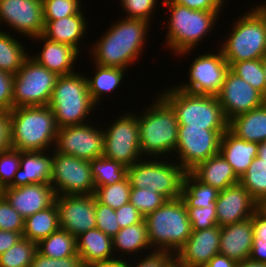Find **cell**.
Masks as SVG:
<instances>
[{
	"label": "cell",
	"instance_id": "f907efd6",
	"mask_svg": "<svg viewBox=\"0 0 266 267\" xmlns=\"http://www.w3.org/2000/svg\"><path fill=\"white\" fill-rule=\"evenodd\" d=\"M13 81L14 75L0 70V111L13 109Z\"/></svg>",
	"mask_w": 266,
	"mask_h": 267
},
{
	"label": "cell",
	"instance_id": "44dd1931",
	"mask_svg": "<svg viewBox=\"0 0 266 267\" xmlns=\"http://www.w3.org/2000/svg\"><path fill=\"white\" fill-rule=\"evenodd\" d=\"M0 194L24 219L51 206L56 197L51 184L43 183L6 187Z\"/></svg>",
	"mask_w": 266,
	"mask_h": 267
},
{
	"label": "cell",
	"instance_id": "cb8c5ba5",
	"mask_svg": "<svg viewBox=\"0 0 266 267\" xmlns=\"http://www.w3.org/2000/svg\"><path fill=\"white\" fill-rule=\"evenodd\" d=\"M51 168V151H21L19 169L9 187H20L33 183L50 184Z\"/></svg>",
	"mask_w": 266,
	"mask_h": 267
},
{
	"label": "cell",
	"instance_id": "484cf974",
	"mask_svg": "<svg viewBox=\"0 0 266 267\" xmlns=\"http://www.w3.org/2000/svg\"><path fill=\"white\" fill-rule=\"evenodd\" d=\"M77 254L85 267L115 259L112 237L98 228L88 230L76 237Z\"/></svg>",
	"mask_w": 266,
	"mask_h": 267
},
{
	"label": "cell",
	"instance_id": "d590c367",
	"mask_svg": "<svg viewBox=\"0 0 266 267\" xmlns=\"http://www.w3.org/2000/svg\"><path fill=\"white\" fill-rule=\"evenodd\" d=\"M95 189L99 186L113 185L127 176V167L105 156L90 161Z\"/></svg>",
	"mask_w": 266,
	"mask_h": 267
},
{
	"label": "cell",
	"instance_id": "e575fe53",
	"mask_svg": "<svg viewBox=\"0 0 266 267\" xmlns=\"http://www.w3.org/2000/svg\"><path fill=\"white\" fill-rule=\"evenodd\" d=\"M37 252L53 259L78 255L76 237L59 229L37 243Z\"/></svg>",
	"mask_w": 266,
	"mask_h": 267
},
{
	"label": "cell",
	"instance_id": "ac0fdd59",
	"mask_svg": "<svg viewBox=\"0 0 266 267\" xmlns=\"http://www.w3.org/2000/svg\"><path fill=\"white\" fill-rule=\"evenodd\" d=\"M217 98L228 121L262 106V94L230 69Z\"/></svg>",
	"mask_w": 266,
	"mask_h": 267
},
{
	"label": "cell",
	"instance_id": "d6a6232c",
	"mask_svg": "<svg viewBox=\"0 0 266 267\" xmlns=\"http://www.w3.org/2000/svg\"><path fill=\"white\" fill-rule=\"evenodd\" d=\"M219 191L199 181L191 172H186L181 190V199L186 208L216 206Z\"/></svg>",
	"mask_w": 266,
	"mask_h": 267
},
{
	"label": "cell",
	"instance_id": "1f68e13d",
	"mask_svg": "<svg viewBox=\"0 0 266 267\" xmlns=\"http://www.w3.org/2000/svg\"><path fill=\"white\" fill-rule=\"evenodd\" d=\"M94 76L87 78L88 90L93 102L96 105H100V98L103 99L105 94L116 91L120 87L125 75L128 74L126 69L116 67H104L93 64ZM98 102V103H97Z\"/></svg>",
	"mask_w": 266,
	"mask_h": 267
},
{
	"label": "cell",
	"instance_id": "e7e4bbea",
	"mask_svg": "<svg viewBox=\"0 0 266 267\" xmlns=\"http://www.w3.org/2000/svg\"><path fill=\"white\" fill-rule=\"evenodd\" d=\"M262 66L264 68L265 79H266V56L262 58Z\"/></svg>",
	"mask_w": 266,
	"mask_h": 267
},
{
	"label": "cell",
	"instance_id": "816d5d0a",
	"mask_svg": "<svg viewBox=\"0 0 266 267\" xmlns=\"http://www.w3.org/2000/svg\"><path fill=\"white\" fill-rule=\"evenodd\" d=\"M161 3H175L192 10L221 11L225 0H163Z\"/></svg>",
	"mask_w": 266,
	"mask_h": 267
},
{
	"label": "cell",
	"instance_id": "d4e9b609",
	"mask_svg": "<svg viewBox=\"0 0 266 267\" xmlns=\"http://www.w3.org/2000/svg\"><path fill=\"white\" fill-rule=\"evenodd\" d=\"M85 13L81 10L78 14L62 17L58 20H44L42 36L46 39L71 45L80 53V42L88 33Z\"/></svg>",
	"mask_w": 266,
	"mask_h": 267
},
{
	"label": "cell",
	"instance_id": "f1b7e54d",
	"mask_svg": "<svg viewBox=\"0 0 266 267\" xmlns=\"http://www.w3.org/2000/svg\"><path fill=\"white\" fill-rule=\"evenodd\" d=\"M112 243L115 258L124 259L125 256H128V260H131L129 259V256L131 258V254L138 255V252H140L139 257H142L144 254H141V252L144 253L145 249L148 250L147 252L152 251L149 250L151 249V245L148 239L147 224L145 219L138 224H133L120 229L117 234L112 237ZM116 253H119L120 256Z\"/></svg>",
	"mask_w": 266,
	"mask_h": 267
},
{
	"label": "cell",
	"instance_id": "5b68a950",
	"mask_svg": "<svg viewBox=\"0 0 266 267\" xmlns=\"http://www.w3.org/2000/svg\"><path fill=\"white\" fill-rule=\"evenodd\" d=\"M242 15L232 23L226 41H219V49L229 67L235 62L266 56V9L259 4Z\"/></svg>",
	"mask_w": 266,
	"mask_h": 267
},
{
	"label": "cell",
	"instance_id": "60d3db41",
	"mask_svg": "<svg viewBox=\"0 0 266 267\" xmlns=\"http://www.w3.org/2000/svg\"><path fill=\"white\" fill-rule=\"evenodd\" d=\"M166 201L167 199L164 196L148 188H131L129 202L138 209L144 218Z\"/></svg>",
	"mask_w": 266,
	"mask_h": 267
},
{
	"label": "cell",
	"instance_id": "f6af8a7d",
	"mask_svg": "<svg viewBox=\"0 0 266 267\" xmlns=\"http://www.w3.org/2000/svg\"><path fill=\"white\" fill-rule=\"evenodd\" d=\"M96 228L113 237L121 229L116 220L115 210L100 203L95 197Z\"/></svg>",
	"mask_w": 266,
	"mask_h": 267
},
{
	"label": "cell",
	"instance_id": "4316f807",
	"mask_svg": "<svg viewBox=\"0 0 266 267\" xmlns=\"http://www.w3.org/2000/svg\"><path fill=\"white\" fill-rule=\"evenodd\" d=\"M258 148V143L240 139L228 129L221 137L219 153L240 178L258 156Z\"/></svg>",
	"mask_w": 266,
	"mask_h": 267
},
{
	"label": "cell",
	"instance_id": "db71d44e",
	"mask_svg": "<svg viewBox=\"0 0 266 267\" xmlns=\"http://www.w3.org/2000/svg\"><path fill=\"white\" fill-rule=\"evenodd\" d=\"M12 149L10 111H0V153Z\"/></svg>",
	"mask_w": 266,
	"mask_h": 267
},
{
	"label": "cell",
	"instance_id": "74e56055",
	"mask_svg": "<svg viewBox=\"0 0 266 267\" xmlns=\"http://www.w3.org/2000/svg\"><path fill=\"white\" fill-rule=\"evenodd\" d=\"M37 253V243L21 238L0 255V267H30Z\"/></svg>",
	"mask_w": 266,
	"mask_h": 267
},
{
	"label": "cell",
	"instance_id": "11a10c76",
	"mask_svg": "<svg viewBox=\"0 0 266 267\" xmlns=\"http://www.w3.org/2000/svg\"><path fill=\"white\" fill-rule=\"evenodd\" d=\"M251 218L254 238H266V212L259 207Z\"/></svg>",
	"mask_w": 266,
	"mask_h": 267
},
{
	"label": "cell",
	"instance_id": "ee69618b",
	"mask_svg": "<svg viewBox=\"0 0 266 267\" xmlns=\"http://www.w3.org/2000/svg\"><path fill=\"white\" fill-rule=\"evenodd\" d=\"M120 2L123 12L126 13L125 18L143 19L148 22L152 21L155 7L159 5L158 0H121Z\"/></svg>",
	"mask_w": 266,
	"mask_h": 267
},
{
	"label": "cell",
	"instance_id": "8d00e7d4",
	"mask_svg": "<svg viewBox=\"0 0 266 267\" xmlns=\"http://www.w3.org/2000/svg\"><path fill=\"white\" fill-rule=\"evenodd\" d=\"M239 183L261 205L266 200V161L256 156Z\"/></svg>",
	"mask_w": 266,
	"mask_h": 267
},
{
	"label": "cell",
	"instance_id": "f546056e",
	"mask_svg": "<svg viewBox=\"0 0 266 267\" xmlns=\"http://www.w3.org/2000/svg\"><path fill=\"white\" fill-rule=\"evenodd\" d=\"M229 130L238 138L248 142L266 141V109L260 106L229 121Z\"/></svg>",
	"mask_w": 266,
	"mask_h": 267
},
{
	"label": "cell",
	"instance_id": "003e7915",
	"mask_svg": "<svg viewBox=\"0 0 266 267\" xmlns=\"http://www.w3.org/2000/svg\"><path fill=\"white\" fill-rule=\"evenodd\" d=\"M260 207L266 212V200L260 205Z\"/></svg>",
	"mask_w": 266,
	"mask_h": 267
},
{
	"label": "cell",
	"instance_id": "91938a15",
	"mask_svg": "<svg viewBox=\"0 0 266 267\" xmlns=\"http://www.w3.org/2000/svg\"><path fill=\"white\" fill-rule=\"evenodd\" d=\"M87 267H129V260L126 258H115L106 262L99 263L97 265H88Z\"/></svg>",
	"mask_w": 266,
	"mask_h": 267
},
{
	"label": "cell",
	"instance_id": "94428289",
	"mask_svg": "<svg viewBox=\"0 0 266 267\" xmlns=\"http://www.w3.org/2000/svg\"><path fill=\"white\" fill-rule=\"evenodd\" d=\"M236 267H266V264L246 259L242 262H238Z\"/></svg>",
	"mask_w": 266,
	"mask_h": 267
},
{
	"label": "cell",
	"instance_id": "b9f144b4",
	"mask_svg": "<svg viewBox=\"0 0 266 267\" xmlns=\"http://www.w3.org/2000/svg\"><path fill=\"white\" fill-rule=\"evenodd\" d=\"M82 0H42L44 20H58L62 17L78 14Z\"/></svg>",
	"mask_w": 266,
	"mask_h": 267
},
{
	"label": "cell",
	"instance_id": "3957f363",
	"mask_svg": "<svg viewBox=\"0 0 266 267\" xmlns=\"http://www.w3.org/2000/svg\"><path fill=\"white\" fill-rule=\"evenodd\" d=\"M168 7L166 49H170L179 58L189 55L201 44L216 26L221 11L192 10L175 3H161Z\"/></svg>",
	"mask_w": 266,
	"mask_h": 267
},
{
	"label": "cell",
	"instance_id": "d6986e66",
	"mask_svg": "<svg viewBox=\"0 0 266 267\" xmlns=\"http://www.w3.org/2000/svg\"><path fill=\"white\" fill-rule=\"evenodd\" d=\"M260 207L259 203L240 184L219 191L216 200V215L219 227L251 218Z\"/></svg>",
	"mask_w": 266,
	"mask_h": 267
},
{
	"label": "cell",
	"instance_id": "277c9868",
	"mask_svg": "<svg viewBox=\"0 0 266 267\" xmlns=\"http://www.w3.org/2000/svg\"><path fill=\"white\" fill-rule=\"evenodd\" d=\"M10 131L12 149L48 151L54 149L58 127L49 106L16 107L10 110Z\"/></svg>",
	"mask_w": 266,
	"mask_h": 267
},
{
	"label": "cell",
	"instance_id": "6f0895ef",
	"mask_svg": "<svg viewBox=\"0 0 266 267\" xmlns=\"http://www.w3.org/2000/svg\"><path fill=\"white\" fill-rule=\"evenodd\" d=\"M22 233L0 230V255L16 244L23 237Z\"/></svg>",
	"mask_w": 266,
	"mask_h": 267
},
{
	"label": "cell",
	"instance_id": "8992f818",
	"mask_svg": "<svg viewBox=\"0 0 266 267\" xmlns=\"http://www.w3.org/2000/svg\"><path fill=\"white\" fill-rule=\"evenodd\" d=\"M159 95L172 107L179 125L208 130H228L229 121L217 95L195 94L175 85Z\"/></svg>",
	"mask_w": 266,
	"mask_h": 267
},
{
	"label": "cell",
	"instance_id": "8fae6325",
	"mask_svg": "<svg viewBox=\"0 0 266 267\" xmlns=\"http://www.w3.org/2000/svg\"><path fill=\"white\" fill-rule=\"evenodd\" d=\"M126 112L104 130L103 156L131 167L143 159L140 152L139 125L136 113Z\"/></svg>",
	"mask_w": 266,
	"mask_h": 267
},
{
	"label": "cell",
	"instance_id": "681fc988",
	"mask_svg": "<svg viewBox=\"0 0 266 267\" xmlns=\"http://www.w3.org/2000/svg\"><path fill=\"white\" fill-rule=\"evenodd\" d=\"M148 254V255H147ZM144 257L135 259L132 262L129 260V267H166V265L174 258V254L166 250H152V252H147ZM131 262L133 264H131Z\"/></svg>",
	"mask_w": 266,
	"mask_h": 267
},
{
	"label": "cell",
	"instance_id": "52a82bcc",
	"mask_svg": "<svg viewBox=\"0 0 266 267\" xmlns=\"http://www.w3.org/2000/svg\"><path fill=\"white\" fill-rule=\"evenodd\" d=\"M78 72L59 76L54 86L48 106L58 128L88 122L87 118L96 108L88 90L87 74Z\"/></svg>",
	"mask_w": 266,
	"mask_h": 267
},
{
	"label": "cell",
	"instance_id": "7bdbcfd3",
	"mask_svg": "<svg viewBox=\"0 0 266 267\" xmlns=\"http://www.w3.org/2000/svg\"><path fill=\"white\" fill-rule=\"evenodd\" d=\"M21 151L10 149L0 153V189L9 187L19 169Z\"/></svg>",
	"mask_w": 266,
	"mask_h": 267
},
{
	"label": "cell",
	"instance_id": "e0dca14e",
	"mask_svg": "<svg viewBox=\"0 0 266 267\" xmlns=\"http://www.w3.org/2000/svg\"><path fill=\"white\" fill-rule=\"evenodd\" d=\"M60 229L74 237L96 228L95 195H61L55 197Z\"/></svg>",
	"mask_w": 266,
	"mask_h": 267
},
{
	"label": "cell",
	"instance_id": "03108f58",
	"mask_svg": "<svg viewBox=\"0 0 266 267\" xmlns=\"http://www.w3.org/2000/svg\"><path fill=\"white\" fill-rule=\"evenodd\" d=\"M262 106L266 109V92L262 95Z\"/></svg>",
	"mask_w": 266,
	"mask_h": 267
},
{
	"label": "cell",
	"instance_id": "9c48e42d",
	"mask_svg": "<svg viewBox=\"0 0 266 267\" xmlns=\"http://www.w3.org/2000/svg\"><path fill=\"white\" fill-rule=\"evenodd\" d=\"M148 159L143 158L127 168L131 188H148L167 200L181 198L183 180L187 171L180 164L174 163L172 158L171 160L165 157Z\"/></svg>",
	"mask_w": 266,
	"mask_h": 267
},
{
	"label": "cell",
	"instance_id": "9f6ffc18",
	"mask_svg": "<svg viewBox=\"0 0 266 267\" xmlns=\"http://www.w3.org/2000/svg\"><path fill=\"white\" fill-rule=\"evenodd\" d=\"M249 259L266 264V238H254Z\"/></svg>",
	"mask_w": 266,
	"mask_h": 267
},
{
	"label": "cell",
	"instance_id": "7c38bea8",
	"mask_svg": "<svg viewBox=\"0 0 266 267\" xmlns=\"http://www.w3.org/2000/svg\"><path fill=\"white\" fill-rule=\"evenodd\" d=\"M50 184L56 196L95 193L90 161L52 149Z\"/></svg>",
	"mask_w": 266,
	"mask_h": 267
},
{
	"label": "cell",
	"instance_id": "7402d4cb",
	"mask_svg": "<svg viewBox=\"0 0 266 267\" xmlns=\"http://www.w3.org/2000/svg\"><path fill=\"white\" fill-rule=\"evenodd\" d=\"M31 40L43 42V46L39 53L32 55L43 67L58 76L68 75L75 72V62L80 57V53L71 45L59 42H53L42 35L37 36Z\"/></svg>",
	"mask_w": 266,
	"mask_h": 267
},
{
	"label": "cell",
	"instance_id": "30bf717a",
	"mask_svg": "<svg viewBox=\"0 0 266 267\" xmlns=\"http://www.w3.org/2000/svg\"><path fill=\"white\" fill-rule=\"evenodd\" d=\"M58 77L28 56L14 75L13 108L48 106Z\"/></svg>",
	"mask_w": 266,
	"mask_h": 267
},
{
	"label": "cell",
	"instance_id": "83f0119b",
	"mask_svg": "<svg viewBox=\"0 0 266 267\" xmlns=\"http://www.w3.org/2000/svg\"><path fill=\"white\" fill-rule=\"evenodd\" d=\"M199 181L211 185L218 191L239 183L240 178L235 174L231 165L220 154L199 163L190 171Z\"/></svg>",
	"mask_w": 266,
	"mask_h": 267
},
{
	"label": "cell",
	"instance_id": "ffe728a7",
	"mask_svg": "<svg viewBox=\"0 0 266 267\" xmlns=\"http://www.w3.org/2000/svg\"><path fill=\"white\" fill-rule=\"evenodd\" d=\"M220 236L219 226L192 231L174 257L183 267H204L213 256L220 253Z\"/></svg>",
	"mask_w": 266,
	"mask_h": 267
},
{
	"label": "cell",
	"instance_id": "5bb4252c",
	"mask_svg": "<svg viewBox=\"0 0 266 267\" xmlns=\"http://www.w3.org/2000/svg\"><path fill=\"white\" fill-rule=\"evenodd\" d=\"M218 52L199 54L190 64L188 81L175 86L195 94L217 95L221 90L229 64L218 47ZM187 82V83H186Z\"/></svg>",
	"mask_w": 266,
	"mask_h": 267
},
{
	"label": "cell",
	"instance_id": "9a60e30c",
	"mask_svg": "<svg viewBox=\"0 0 266 267\" xmlns=\"http://www.w3.org/2000/svg\"><path fill=\"white\" fill-rule=\"evenodd\" d=\"M89 123L58 128L54 150L86 161L103 156L104 130Z\"/></svg>",
	"mask_w": 266,
	"mask_h": 267
},
{
	"label": "cell",
	"instance_id": "836d02e7",
	"mask_svg": "<svg viewBox=\"0 0 266 267\" xmlns=\"http://www.w3.org/2000/svg\"><path fill=\"white\" fill-rule=\"evenodd\" d=\"M8 33L3 29L0 30V70L16 75L25 59L31 54L24 48L26 44L17 39L19 37L15 38L10 32Z\"/></svg>",
	"mask_w": 266,
	"mask_h": 267
},
{
	"label": "cell",
	"instance_id": "7dc6e473",
	"mask_svg": "<svg viewBox=\"0 0 266 267\" xmlns=\"http://www.w3.org/2000/svg\"><path fill=\"white\" fill-rule=\"evenodd\" d=\"M25 219L0 194V230L23 232Z\"/></svg>",
	"mask_w": 266,
	"mask_h": 267
},
{
	"label": "cell",
	"instance_id": "4dcf8cb0",
	"mask_svg": "<svg viewBox=\"0 0 266 267\" xmlns=\"http://www.w3.org/2000/svg\"><path fill=\"white\" fill-rule=\"evenodd\" d=\"M60 229L56 202L48 208L25 218L23 238L38 243Z\"/></svg>",
	"mask_w": 266,
	"mask_h": 267
},
{
	"label": "cell",
	"instance_id": "ab89813d",
	"mask_svg": "<svg viewBox=\"0 0 266 267\" xmlns=\"http://www.w3.org/2000/svg\"><path fill=\"white\" fill-rule=\"evenodd\" d=\"M229 69L262 95L266 92V79L262 59L235 62Z\"/></svg>",
	"mask_w": 266,
	"mask_h": 267
},
{
	"label": "cell",
	"instance_id": "bcb514c9",
	"mask_svg": "<svg viewBox=\"0 0 266 267\" xmlns=\"http://www.w3.org/2000/svg\"><path fill=\"white\" fill-rule=\"evenodd\" d=\"M192 231L218 226L216 206L187 208Z\"/></svg>",
	"mask_w": 266,
	"mask_h": 267
},
{
	"label": "cell",
	"instance_id": "6da1fadb",
	"mask_svg": "<svg viewBox=\"0 0 266 267\" xmlns=\"http://www.w3.org/2000/svg\"><path fill=\"white\" fill-rule=\"evenodd\" d=\"M118 19L95 44L92 43L89 53L96 65L128 70L142 57L152 22L124 16Z\"/></svg>",
	"mask_w": 266,
	"mask_h": 267
},
{
	"label": "cell",
	"instance_id": "603a6c76",
	"mask_svg": "<svg viewBox=\"0 0 266 267\" xmlns=\"http://www.w3.org/2000/svg\"><path fill=\"white\" fill-rule=\"evenodd\" d=\"M253 239L252 218L222 226L219 251L237 263L242 262L249 259Z\"/></svg>",
	"mask_w": 266,
	"mask_h": 267
},
{
	"label": "cell",
	"instance_id": "c3c4849f",
	"mask_svg": "<svg viewBox=\"0 0 266 267\" xmlns=\"http://www.w3.org/2000/svg\"><path fill=\"white\" fill-rule=\"evenodd\" d=\"M30 267H85L79 255L53 259L36 253Z\"/></svg>",
	"mask_w": 266,
	"mask_h": 267
},
{
	"label": "cell",
	"instance_id": "be15d7a7",
	"mask_svg": "<svg viewBox=\"0 0 266 267\" xmlns=\"http://www.w3.org/2000/svg\"><path fill=\"white\" fill-rule=\"evenodd\" d=\"M166 267H183L182 264L174 257Z\"/></svg>",
	"mask_w": 266,
	"mask_h": 267
},
{
	"label": "cell",
	"instance_id": "f35d334b",
	"mask_svg": "<svg viewBox=\"0 0 266 267\" xmlns=\"http://www.w3.org/2000/svg\"><path fill=\"white\" fill-rule=\"evenodd\" d=\"M131 184L128 176L113 185L99 186L95 189L96 199L116 210L130 201Z\"/></svg>",
	"mask_w": 266,
	"mask_h": 267
},
{
	"label": "cell",
	"instance_id": "6125c7cd",
	"mask_svg": "<svg viewBox=\"0 0 266 267\" xmlns=\"http://www.w3.org/2000/svg\"><path fill=\"white\" fill-rule=\"evenodd\" d=\"M258 157H260V159L266 161L265 142L259 144Z\"/></svg>",
	"mask_w": 266,
	"mask_h": 267
},
{
	"label": "cell",
	"instance_id": "2e32d148",
	"mask_svg": "<svg viewBox=\"0 0 266 267\" xmlns=\"http://www.w3.org/2000/svg\"><path fill=\"white\" fill-rule=\"evenodd\" d=\"M5 26L11 31L33 39L42 35L44 12L42 0H0V28ZM31 37V38H30Z\"/></svg>",
	"mask_w": 266,
	"mask_h": 267
},
{
	"label": "cell",
	"instance_id": "680465c9",
	"mask_svg": "<svg viewBox=\"0 0 266 267\" xmlns=\"http://www.w3.org/2000/svg\"><path fill=\"white\" fill-rule=\"evenodd\" d=\"M237 262L221 253L213 256L204 267H236Z\"/></svg>",
	"mask_w": 266,
	"mask_h": 267
},
{
	"label": "cell",
	"instance_id": "ba28073f",
	"mask_svg": "<svg viewBox=\"0 0 266 267\" xmlns=\"http://www.w3.org/2000/svg\"><path fill=\"white\" fill-rule=\"evenodd\" d=\"M144 219L151 250H166L175 255L192 232L187 208L181 198L167 200Z\"/></svg>",
	"mask_w": 266,
	"mask_h": 267
},
{
	"label": "cell",
	"instance_id": "f5cc1de1",
	"mask_svg": "<svg viewBox=\"0 0 266 267\" xmlns=\"http://www.w3.org/2000/svg\"><path fill=\"white\" fill-rule=\"evenodd\" d=\"M115 213L116 220L121 229L133 224H138L144 219L138 209H136L130 202L116 209Z\"/></svg>",
	"mask_w": 266,
	"mask_h": 267
},
{
	"label": "cell",
	"instance_id": "4fadbf2b",
	"mask_svg": "<svg viewBox=\"0 0 266 267\" xmlns=\"http://www.w3.org/2000/svg\"><path fill=\"white\" fill-rule=\"evenodd\" d=\"M227 130H208L179 125L178 140L173 158L187 172L199 163L219 153L222 135Z\"/></svg>",
	"mask_w": 266,
	"mask_h": 267
},
{
	"label": "cell",
	"instance_id": "7a4b0ae2",
	"mask_svg": "<svg viewBox=\"0 0 266 267\" xmlns=\"http://www.w3.org/2000/svg\"><path fill=\"white\" fill-rule=\"evenodd\" d=\"M153 101L142 108L141 115L136 112L140 152L143 158H171L177 146L179 124L174 110L159 94Z\"/></svg>",
	"mask_w": 266,
	"mask_h": 267
}]
</instances>
